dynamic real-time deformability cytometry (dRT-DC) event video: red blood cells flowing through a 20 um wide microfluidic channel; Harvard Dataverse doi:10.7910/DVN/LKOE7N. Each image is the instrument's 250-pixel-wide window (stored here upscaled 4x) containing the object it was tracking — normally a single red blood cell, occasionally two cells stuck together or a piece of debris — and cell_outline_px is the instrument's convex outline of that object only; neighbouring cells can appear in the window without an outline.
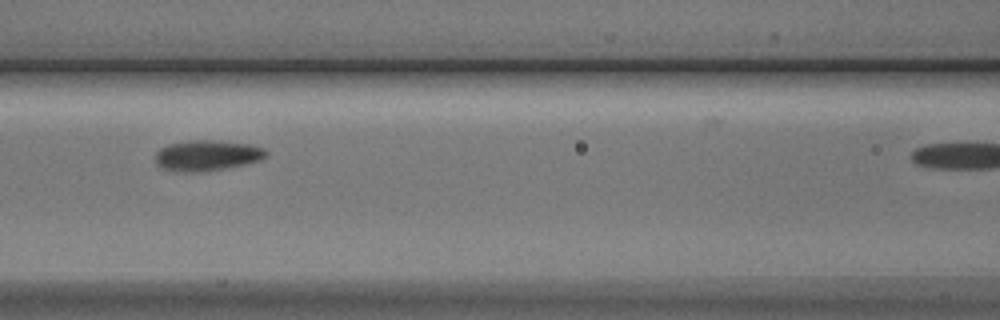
{"species": "Egyptian fruit bat (a non-hibernating species)", "species_latin": "Rousettus aegyptiacus", "temperature_condition": "cold", "stored_images_in_passage": 5, "camera_frame_rate_fps": 3000, "um_per_image_px": 0.085, "animal": {"sex": "male"}, "frame": {"image": 1, "passage_image": 3, "time_ms": 2.333, "image_size_px": [1000, 320], "cell_outline_px": [[268, 152], [260, 160], [220, 168], [164, 168], [156, 164], [156, 152], [160, 148], [168, 144], [188, 140], [208, 140], [248, 144], [264, 148]], "centroid_in_image_um": [17.61, 13.13], "position_along_channel_um": 149.0, "area_um2": 18.21}}
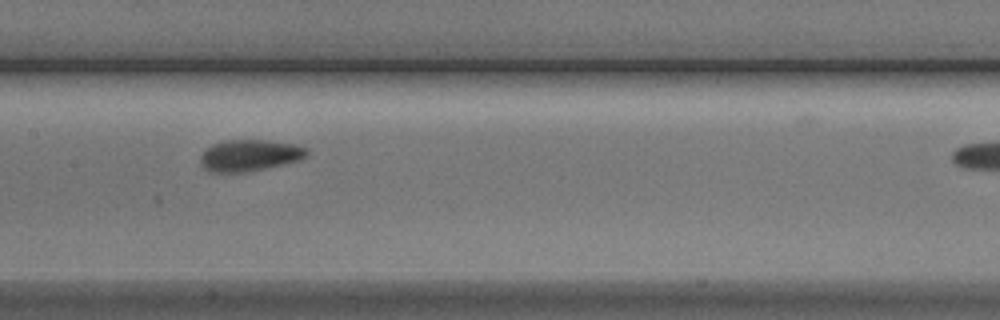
{"frame": {"image": 2, "passage_image": 4, "time_ms": 3.333, "image_size_px": [1000, 320], "cell_outline_px": [[308, 156], [300, 160], [284, 164], [248, 172], [208, 172], [200, 164], [200, 156], [212, 144], [228, 140], [264, 140], [296, 144], [308, 148]], "centroid_in_image_um": [21.24, 13.21], "position_along_channel_um": 186.2, "area_um2": 19.65}}